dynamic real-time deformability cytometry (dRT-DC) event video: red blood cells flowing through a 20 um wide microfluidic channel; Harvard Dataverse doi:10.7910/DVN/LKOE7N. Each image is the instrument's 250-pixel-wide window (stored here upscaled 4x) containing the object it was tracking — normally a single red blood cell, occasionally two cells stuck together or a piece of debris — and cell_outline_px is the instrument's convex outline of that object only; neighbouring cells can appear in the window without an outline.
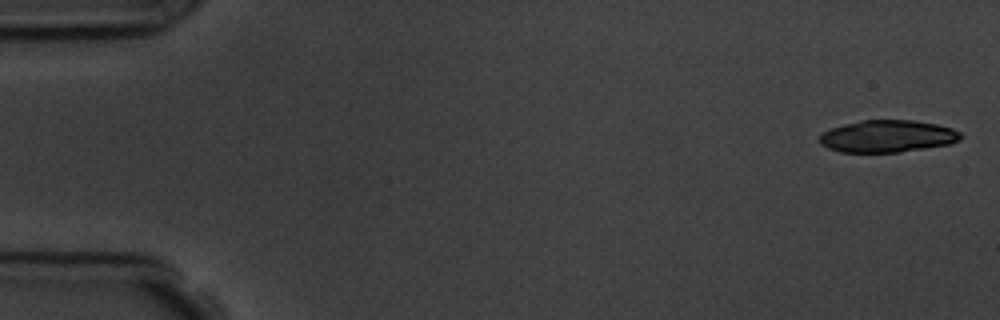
{"species": "common noctule bat (a hibernating species)", "species_latin": "Nyctalus noctula", "temperature_condition": "room temperature", "stored_images_in_passage": 5, "camera_frame_rate_fps": 3000, "um_per_image_px": 0.085, "animal": {"sex": "male", "body_mass_g": 19.5, "forearm_length_mm": 54.6}, "frame": {"image": 1, "passage_image": 1, "time_ms": 0.0, "image_size_px": [1000, 320], "cell_outline_px": [[960, 140], [952, 144], [900, 152], [840, 152], [828, 148], [820, 144], [820, 136], [824, 132], [832, 128], [844, 124], [860, 120], [912, 120], [936, 124], [952, 128], [960, 132]], "centroid_in_image_um": [75.45, 11.58], "position_along_channel_um": 9.5, "area_um2": 26.41}}